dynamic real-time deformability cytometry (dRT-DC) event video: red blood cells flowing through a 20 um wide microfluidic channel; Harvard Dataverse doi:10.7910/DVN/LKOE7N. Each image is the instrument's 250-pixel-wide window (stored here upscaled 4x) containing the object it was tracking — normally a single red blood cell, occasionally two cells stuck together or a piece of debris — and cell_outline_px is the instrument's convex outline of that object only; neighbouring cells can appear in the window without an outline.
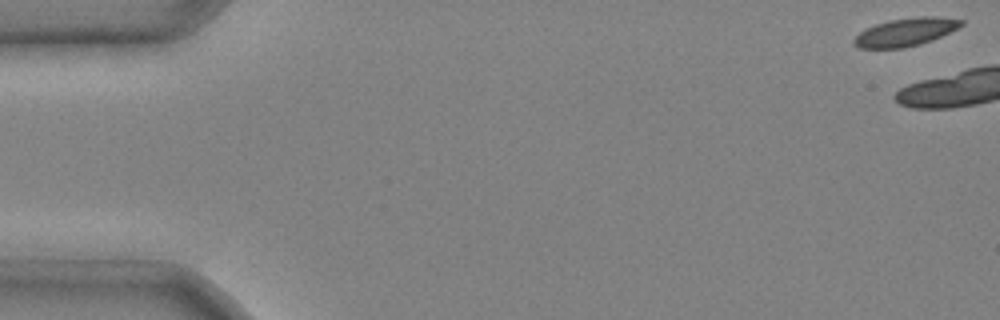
{"species": "common noctule bat (a hibernating species)", "species_latin": "Nyctalus noctula", "temperature_condition": "cold", "stored_images_in_passage": 5, "camera_frame_rate_fps": 3000, "um_per_image_px": 0.085, "animal": {"sex": "male", "body_mass_g": 20.4}, "frame": {"image": 1, "passage_image": 1, "time_ms": 0.0, "image_size_px": [1000, 320], "cell_outline_px": [[964, 24], [932, 40], [920, 44], [904, 48], [860, 48], [852, 44], [852, 40], [860, 32], [876, 24], [888, 20], [920, 16], [932, 16], [964, 20]], "centroid_in_image_um": [76.94, 2.73], "position_along_channel_um": 8.1, "area_um2": 17.34}}